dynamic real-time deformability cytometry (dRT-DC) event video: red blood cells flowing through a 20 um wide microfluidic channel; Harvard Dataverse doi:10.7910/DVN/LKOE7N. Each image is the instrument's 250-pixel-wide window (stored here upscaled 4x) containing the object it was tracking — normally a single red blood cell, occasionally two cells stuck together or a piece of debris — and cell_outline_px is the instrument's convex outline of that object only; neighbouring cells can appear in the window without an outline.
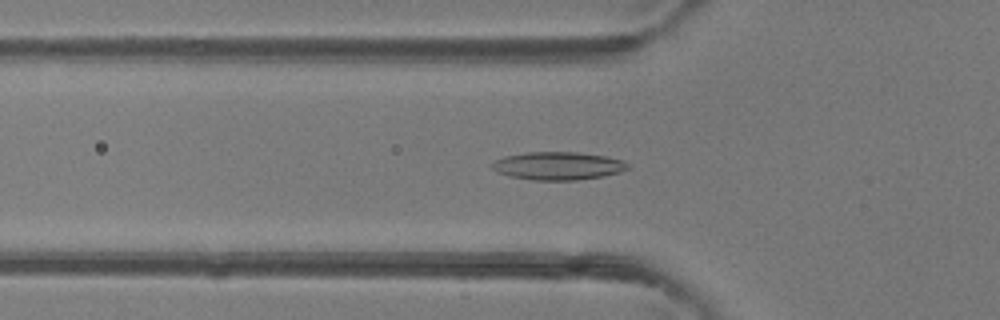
{"species": "common noctule bat (a hibernating species)", "species_latin": "Nyctalus noctula", "temperature_condition": "room temperature", "stored_images_in_passage": 47, "camera_frame_rate_fps": 3000, "um_per_image_px": 0.085, "animal": {"sex": "female"}, "frame": {"image": 1, "passage_image": 16, "time_ms": 5.0, "image_size_px": [1000, 320], "cell_outline_px": [[632, 168], [620, 172], [604, 176], [576, 180], [532, 180], [508, 176], [496, 172], [492, 168], [492, 164], [496, 160], [504, 156], [528, 152], [576, 152], [604, 156], [624, 160]], "centroid_in_image_um": [47.45, 14.1], "position_along_channel_um": 78.4, "area_um2": 22.25}}
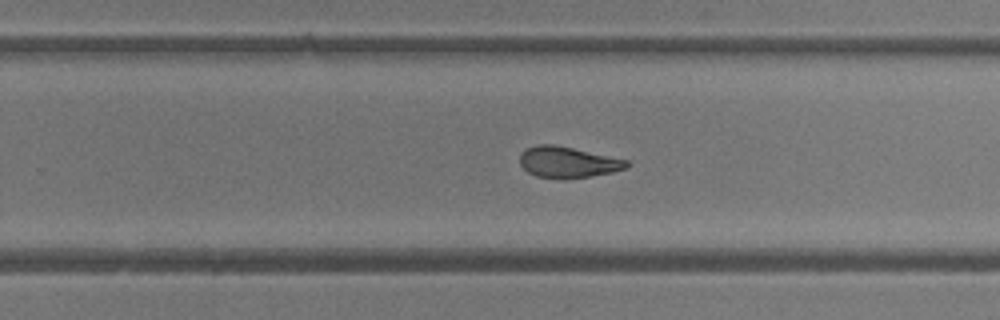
{"frame": {"image": 2, "passage_image": 30, "time_ms": 9.667, "image_size_px": [1000, 320], "cell_outline_px": [[632, 164], [624, 168], [612, 172], [592, 176], [564, 180], [536, 176], [528, 172], [520, 164], [520, 152], [524, 148], [536, 144], [552, 144], [572, 148], [628, 160]], "centroid_in_image_um": [48.23, 13.79], "position_along_channel_um": 281.6, "area_um2": 19.54}}
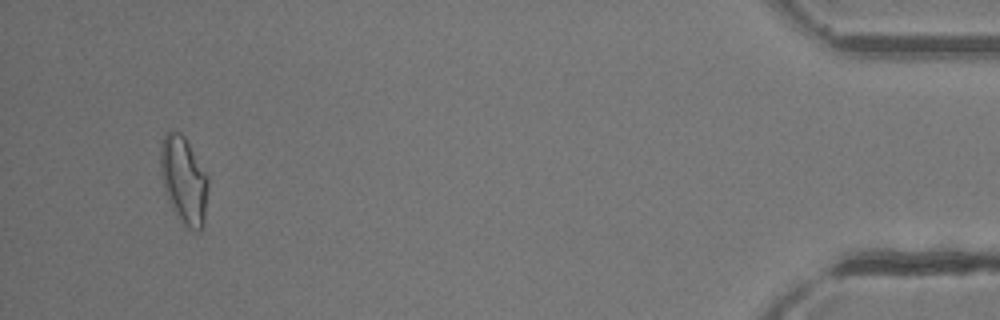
{"frame": {"image": 3, "passage_image": 45, "time_ms": 14.667, "image_size_px": [1000, 320], "cell_outline_px": [[208, 188], [204, 224], [200, 232], [196, 232], [188, 228], [176, 216], [168, 200], [160, 172], [160, 144], [164, 132], [168, 128], [180, 132], [184, 136], [208, 176]], "centroid_in_image_um": [15.61, 15.29], "position_along_channel_um": 419.6, "area_um2": 24.62}, "authors_computed_cell_mechanics": {"area_um2": 20.9814, "velocity_mm_per_s": 4.3395, "shape_relaxation_time_tau1_ms": null, "shape_relaxation_time_tau2_ms": 2.5809, "deformation_change_tau1": null, "deformation_change_tau2": 0.1}}